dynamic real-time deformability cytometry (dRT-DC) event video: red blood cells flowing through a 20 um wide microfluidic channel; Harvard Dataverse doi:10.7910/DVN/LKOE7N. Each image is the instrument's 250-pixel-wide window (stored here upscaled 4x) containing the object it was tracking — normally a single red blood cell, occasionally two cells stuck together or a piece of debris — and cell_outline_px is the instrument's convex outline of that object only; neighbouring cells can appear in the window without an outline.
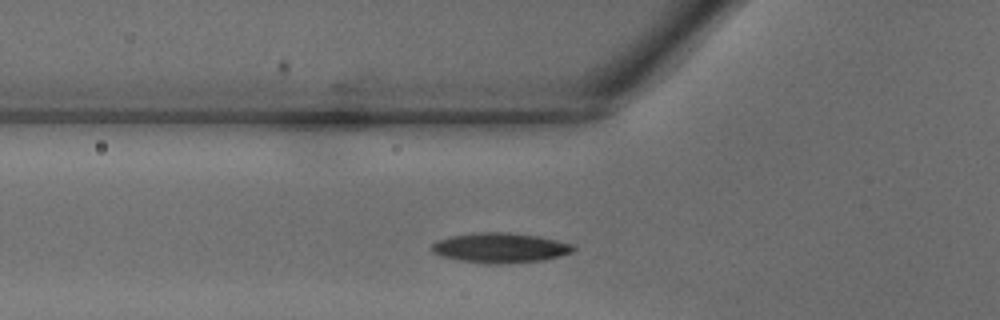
{"species": "common noctule bat (a hibernating species)", "species_latin": "Nyctalus noctula", "temperature_condition": "warm", "stored_images_in_passage": 24, "camera_frame_rate_fps": 3000, "um_per_image_px": 0.085, "animal": {"sex": "male", "body_mass_g": 18.8}, "frame": {"image": 1, "passage_image": 4, "time_ms": 1.0, "image_size_px": [1000, 320], "cell_outline_px": [[576, 248], [572, 252], [560, 256], [544, 260], [508, 264], [484, 264], [460, 260], [440, 256], [432, 252], [428, 248], [436, 240], [448, 236], [480, 232], [508, 232], [540, 236], [576, 244]], "centroid_in_image_um": [42.52, 21.06], "position_along_channel_um": 83.3, "area_um2": 25.32}}
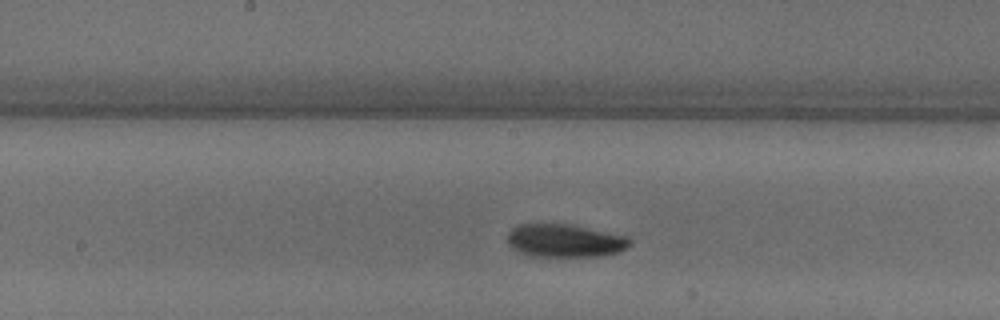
{"frame": {"image": 2, "passage_image": 11, "time_ms": 3.333, "image_size_px": [1000, 320], "cell_outline_px": [[632, 244], [628, 248], [604, 256], [528, 256], [512, 248], [508, 244], [508, 232], [512, 228], [520, 224], [568, 224], [628, 236], [632, 240]], "centroid_in_image_um": [48.03, 20.46], "position_along_channel_um": 200.2, "area_um2": 23.64}}
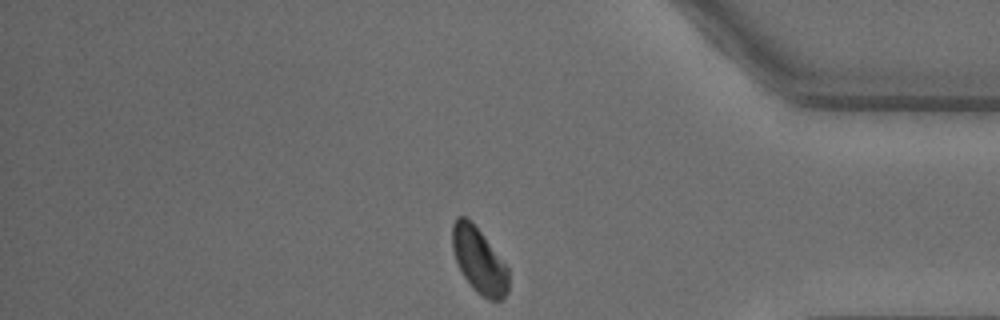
{"frame": {"image": 3, "passage_image": 24, "time_ms": 7.667, "image_size_px": [1000, 320], "cell_outline_px": [[508, 292], [500, 300], [488, 300], [476, 292], [472, 288], [464, 276], [456, 260], [452, 248], [452, 224], [456, 216], [464, 216], [472, 220], [508, 268]], "centroid_in_image_um": [40.7, 22.12], "position_along_channel_um": 394.5, "area_um2": 21.39}}